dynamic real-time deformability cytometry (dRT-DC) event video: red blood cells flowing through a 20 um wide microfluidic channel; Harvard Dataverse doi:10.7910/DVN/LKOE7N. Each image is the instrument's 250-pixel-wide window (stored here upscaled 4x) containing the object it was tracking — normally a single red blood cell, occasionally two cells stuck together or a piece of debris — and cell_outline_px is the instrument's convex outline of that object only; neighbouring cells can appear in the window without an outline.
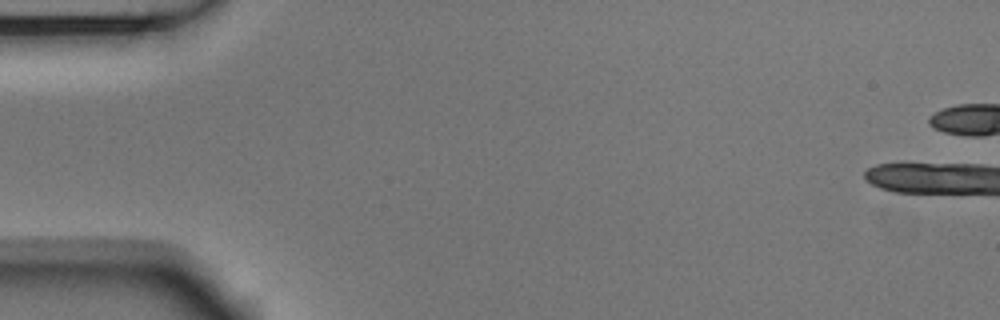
{"species": "Egyptian fruit bat (a non-hibernating species)", "species_latin": "Rousettus aegyptiacus", "temperature_condition": "room temperature", "stored_images_in_passage": 3, "camera_frame_rate_fps": 3000, "um_per_image_px": 0.085, "animal": {"sex": "male"}, "frame": {"image": 1, "passage_image": 1, "time_ms": 0.0, "image_size_px": [1000, 320], "cell_outline_px": [[984, 188], [980, 192], [920, 192], [892, 188], [880, 184], [892, 164], [920, 164], [964, 168]], "centroid_in_image_um": [79.09, 15.21], "position_along_channel_um": 5.9, "area_um2": 16.53}}